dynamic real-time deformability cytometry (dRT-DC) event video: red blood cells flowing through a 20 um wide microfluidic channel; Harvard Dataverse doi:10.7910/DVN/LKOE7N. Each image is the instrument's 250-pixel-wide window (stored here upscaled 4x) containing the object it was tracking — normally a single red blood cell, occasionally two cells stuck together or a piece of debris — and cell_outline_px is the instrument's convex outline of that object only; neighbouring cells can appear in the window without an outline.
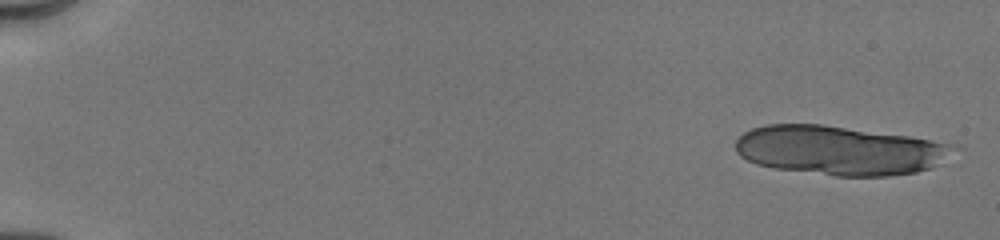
{"species": "human", "species_latin": "Homo sapiens", "temperature_condition": "cold", "stored_images_in_passage": 11, "camera_frame_rate_fps": 3000, "um_per_image_px": 0.085, "donor": {"sex": "male"}, "frame": {"image": 1, "passage_image": 1, "time_ms": 0.0, "image_size_px": [1000, 240], "cell_outline_px": [[964, 148], [932, 168], [916, 172], [888, 176], [836, 176], [776, 168], [756, 164], [740, 156], [736, 152], [736, 140], [744, 132], [752, 128], [764, 124], [824, 124], [908, 136], [956, 144]], "centroid_in_image_um": [71.43, 12.77], "position_along_channel_um": 13.6, "area_um2": 63.06}}